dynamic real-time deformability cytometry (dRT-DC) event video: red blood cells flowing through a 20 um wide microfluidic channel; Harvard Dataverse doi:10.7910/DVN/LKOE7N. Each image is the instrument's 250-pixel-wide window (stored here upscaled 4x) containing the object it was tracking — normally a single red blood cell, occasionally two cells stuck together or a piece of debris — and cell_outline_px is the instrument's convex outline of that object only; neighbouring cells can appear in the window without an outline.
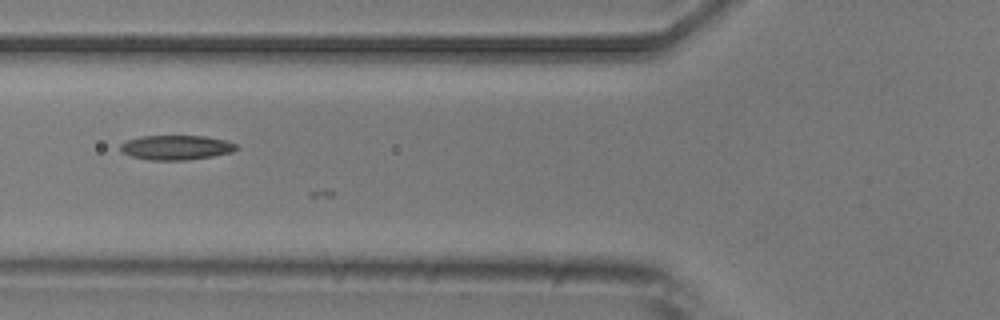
{"species": "common noctule bat (a hibernating species)", "species_latin": "Nyctalus noctula", "temperature_condition": "room temperature", "stored_images_in_passage": 6, "camera_frame_rate_fps": 3000, "um_per_image_px": 0.085, "animal": {"sex": "male", "body_mass_g": 20.5, "forearm_length_mm": 52.5}, "frame": {"image": 1, "passage_image": 6, "time_ms": 5.667, "image_size_px": [1000, 320], "cell_outline_px": [[240, 148], [232, 152], [212, 156], [188, 160], [148, 160], [132, 156], [124, 152], [120, 148], [120, 144], [128, 140], [140, 136], [208, 136], [224, 140], [236, 144]], "centroid_in_image_um": [15.01, 12.53], "position_along_channel_um": 110.8, "area_um2": 16.59}}